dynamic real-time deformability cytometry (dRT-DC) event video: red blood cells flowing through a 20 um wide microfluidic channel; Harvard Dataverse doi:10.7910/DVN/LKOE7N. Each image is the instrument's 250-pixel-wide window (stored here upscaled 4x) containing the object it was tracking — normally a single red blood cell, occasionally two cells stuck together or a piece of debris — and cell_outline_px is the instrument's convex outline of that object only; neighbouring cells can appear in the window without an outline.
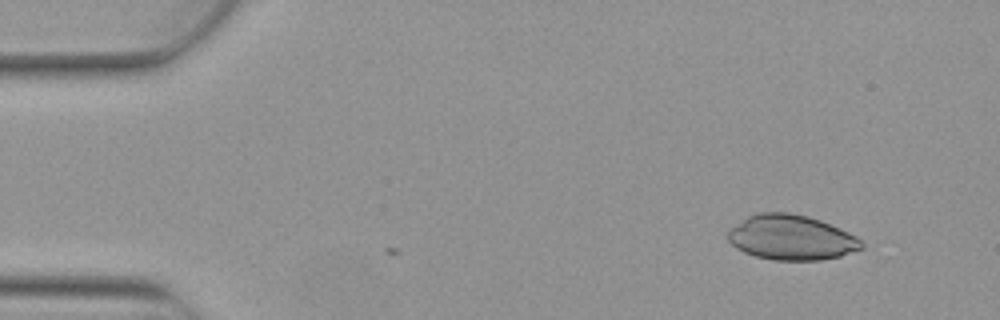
{"species": "Egyptian fruit bat (a non-hibernating species)", "species_latin": "Rousettus aegyptiacus", "temperature_condition": "warm", "stored_images_in_passage": 2, "camera_frame_rate_fps": 3000, "um_per_image_px": 0.085, "animal": {"sex": "female"}, "frame": {"image": 1, "passage_image": 2, "time_ms": 0.333, "image_size_px": [1000, 320], "cell_outline_px": [[864, 248], [840, 256], [820, 260], [772, 260], [756, 256], [744, 252], [736, 248], [728, 240], [728, 232], [732, 228], [748, 216], [756, 212], [788, 212], [808, 216], [820, 220], [848, 232], [856, 236], [864, 244]], "centroid_in_image_um": [67.27, 20.19], "position_along_channel_um": 17.7, "area_um2": 34.91}}